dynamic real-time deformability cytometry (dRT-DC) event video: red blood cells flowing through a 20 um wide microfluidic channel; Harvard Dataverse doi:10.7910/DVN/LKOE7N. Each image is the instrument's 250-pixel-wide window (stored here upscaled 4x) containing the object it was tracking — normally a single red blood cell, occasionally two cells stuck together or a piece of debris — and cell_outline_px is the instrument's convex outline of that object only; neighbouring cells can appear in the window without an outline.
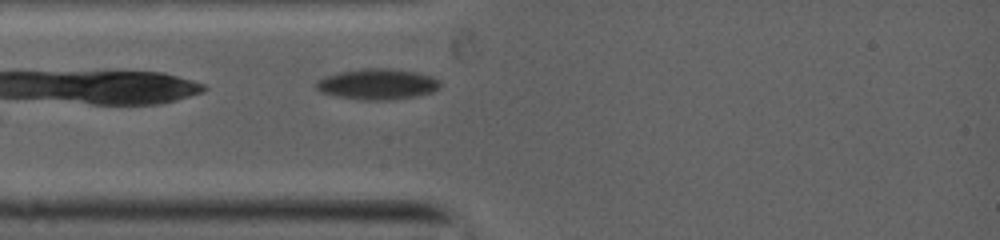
{"species": "common noctule bat (a hibernating species)", "species_latin": "Nyctalus noctula", "temperature_condition": "warm", "stored_images_in_passage": 10, "camera_frame_rate_fps": 5000, "um_per_image_px": 0.085, "animal": {"sex": "female", "body_mass_g": 19.0, "forearm_length_mm": 53.3}, "frame": {"image": 1, "passage_image": 4, "time_ms": 0.6, "image_size_px": [1000, 240], "cell_outline_px": [[440, 84], [432, 92], [412, 96], [340, 96], [320, 92], [316, 88], [316, 84], [320, 80], [328, 76], [344, 72], [364, 68], [384, 68], [412, 72], [428, 76], [436, 80]], "centroid_in_image_um": [32.05, 7.08], "position_along_channel_um": 52.9, "area_um2": 19.83}}